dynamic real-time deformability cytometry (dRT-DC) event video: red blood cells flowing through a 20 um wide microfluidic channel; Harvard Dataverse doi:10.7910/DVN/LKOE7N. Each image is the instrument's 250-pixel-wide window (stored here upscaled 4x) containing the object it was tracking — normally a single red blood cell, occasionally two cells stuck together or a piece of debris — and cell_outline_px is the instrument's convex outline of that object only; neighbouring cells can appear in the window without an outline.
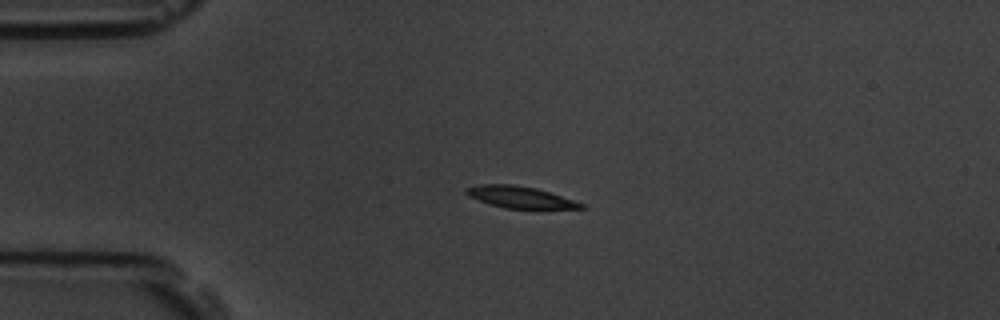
{"species": "common noctule bat (a hibernating species)", "species_latin": "Nyctalus noctula", "temperature_condition": "room temperature", "stored_images_in_passage": 45, "camera_frame_rate_fps": 3000, "um_per_image_px": 0.085, "animal": {"sex": "male", "body_mass_g": 19.5, "forearm_length_mm": 54.6}, "frame": {"image": 1, "passage_image": 1, "time_ms": 0.0, "image_size_px": [1000, 320], "cell_outline_px": [[588, 208], [504, 208], [488, 204], [468, 196], [464, 192], [464, 188], [480, 184], [512, 184], [536, 188], [584, 204]], "centroid_in_image_um": [44.12, 16.75], "position_along_channel_um": 40.9, "area_um2": 14.33}}
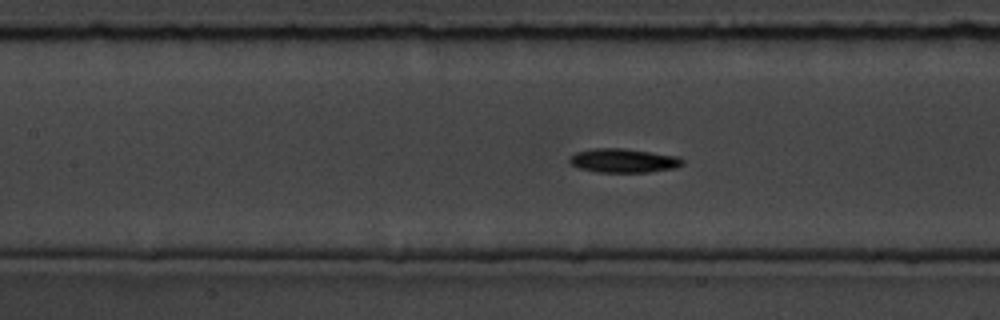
{"frame": {"image": 2, "passage_image": 13, "time_ms": 4.0, "image_size_px": [1000, 320], "cell_outline_px": [[684, 164], [676, 168], [648, 172], [596, 172], [580, 168], [572, 164], [568, 160], [576, 152], [592, 148], [624, 148], [680, 156], [684, 160]], "centroid_in_image_um": [53.05, 13.64], "position_along_channel_um": 154.4, "area_um2": 15.9}}
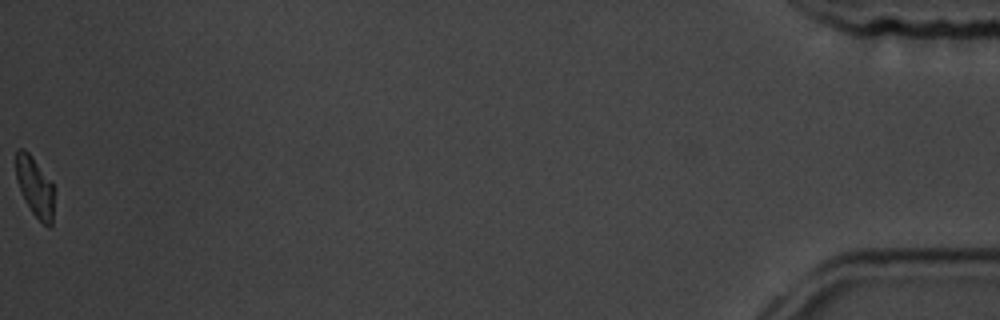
{"frame": {"image": 3, "passage_image": 45, "time_ms": 14.667, "image_size_px": [1000, 320], "cell_outline_px": [[56, 188], [52, 224], [48, 228], [32, 212], [16, 180], [16, 148], [24, 148], [28, 152]], "centroid_in_image_um": [3.01, 15.89], "position_along_channel_um": 432.2, "area_um2": 13.29}, "authors_computed_cell_mechanics": {"area_um2": 15.2014, "velocity_mm_per_s": 3.5517, "shape_relaxation_time_tau1_ms": 4.179, "shape_relaxation_time_tau2_ms": 10.7399, "deformation_change_tau1": 0.1329, "deformation_change_tau2": 0.172}}